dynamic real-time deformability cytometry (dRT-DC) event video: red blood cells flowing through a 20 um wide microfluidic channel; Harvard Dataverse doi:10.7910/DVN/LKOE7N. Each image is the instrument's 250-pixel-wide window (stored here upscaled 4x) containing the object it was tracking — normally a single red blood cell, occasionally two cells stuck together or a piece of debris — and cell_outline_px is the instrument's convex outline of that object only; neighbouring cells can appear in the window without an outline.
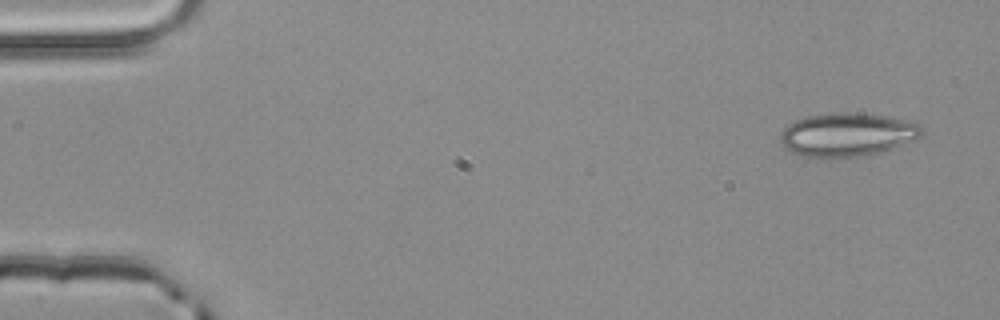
{"species": "common noctule bat (a hibernating species)", "species_latin": "Nyctalus noctula", "temperature_condition": "room temperature", "stored_images_in_passage": 3, "camera_frame_rate_fps": 3000, "um_per_image_px": 0.085, "animal": {"sex": "male", "body_mass_g": 20.4}, "frame": {"image": 1, "passage_image": 1, "time_ms": 0.0, "image_size_px": [1000, 320], "cell_outline_px": [[924, 132], [916, 140], [884, 152], [860, 156], [804, 156], [792, 152], [784, 148], [780, 140], [780, 132], [788, 124], [804, 116], [832, 112], [844, 112], [884, 116], [908, 120], [920, 124], [924, 128]], "centroid_in_image_um": [72.05, 11.43], "position_along_channel_um": 13.0, "area_um2": 35.95}}